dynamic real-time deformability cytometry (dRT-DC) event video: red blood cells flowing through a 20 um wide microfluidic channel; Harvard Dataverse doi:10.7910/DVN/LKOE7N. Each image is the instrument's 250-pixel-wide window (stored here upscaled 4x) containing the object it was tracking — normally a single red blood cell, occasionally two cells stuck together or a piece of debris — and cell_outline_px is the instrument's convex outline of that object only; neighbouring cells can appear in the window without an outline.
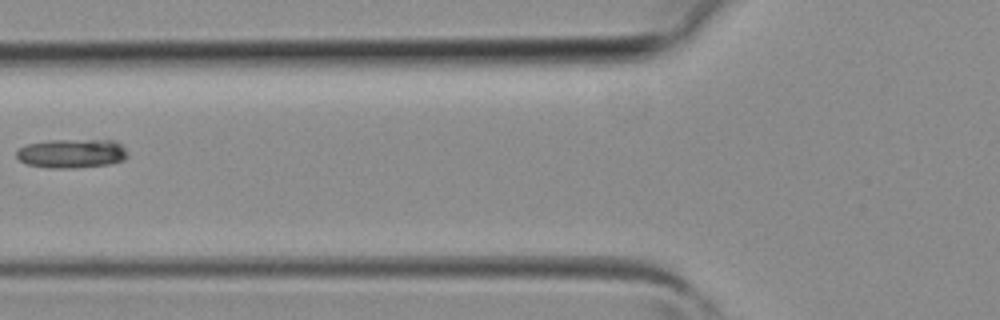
{"species": "common noctule bat (a hibernating species)", "species_latin": "Nyctalus noctula", "temperature_condition": "room temperature", "stored_images_in_passage": 3, "camera_frame_rate_fps": 3000, "um_per_image_px": 0.085, "animal": {"sex": "female", "body_mass_g": 19.3, "forearm_length_mm": 54.1}, "frame": {"image": 1, "passage_image": 3, "time_ms": 0.667, "image_size_px": [1000, 320], "cell_outline_px": [[128, 156], [124, 160], [108, 164], [72, 168], [48, 168], [28, 164], [20, 160], [16, 156], [16, 152], [20, 148], [28, 144], [48, 140], [116, 140], [128, 152]], "centroid_in_image_um": [6.12, 13.04], "position_along_channel_um": 119.7, "area_um2": 18.79}}